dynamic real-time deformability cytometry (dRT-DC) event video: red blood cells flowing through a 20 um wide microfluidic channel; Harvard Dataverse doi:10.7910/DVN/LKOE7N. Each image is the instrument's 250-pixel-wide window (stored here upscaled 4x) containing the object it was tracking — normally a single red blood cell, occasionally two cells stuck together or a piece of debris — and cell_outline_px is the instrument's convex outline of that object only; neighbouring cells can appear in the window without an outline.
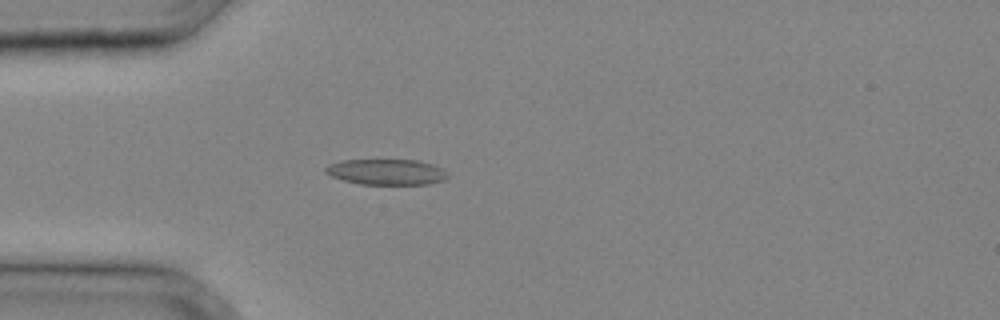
{"species": "common noctule bat (a hibernating species)", "species_latin": "Nyctalus noctula", "temperature_condition": "cold", "stored_images_in_passage": 27, "camera_frame_rate_fps": 3000, "um_per_image_px": 0.085, "animal": {"sex": "male", "body_mass_g": 20.4}, "frame": {"image": 1, "passage_image": 3, "time_ms": 0.667, "image_size_px": [1000, 320], "cell_outline_px": [[452, 176], [444, 180], [428, 184], [360, 184], [344, 180], [332, 176], [324, 172], [324, 168], [328, 164], [340, 160], [420, 160], [432, 164], [448, 172]], "centroid_in_image_um": [32.87, 14.61], "position_along_channel_um": 52.1, "area_um2": 18.44}}
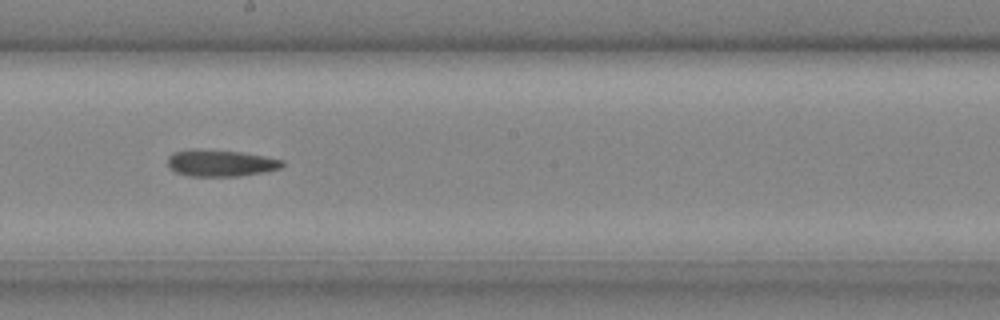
{"frame": {"image": 2, "passage_image": 13, "time_ms": 4.0, "image_size_px": [1000, 320], "cell_outline_px": [[284, 164], [280, 168], [264, 172], [236, 176], [188, 176], [176, 172], [168, 164], [168, 156], [172, 152], [192, 148], [240, 152], [264, 156], [284, 160]], "centroid_in_image_um": [18.73, 13.85], "position_along_channel_um": 229.5, "area_um2": 17.8}}
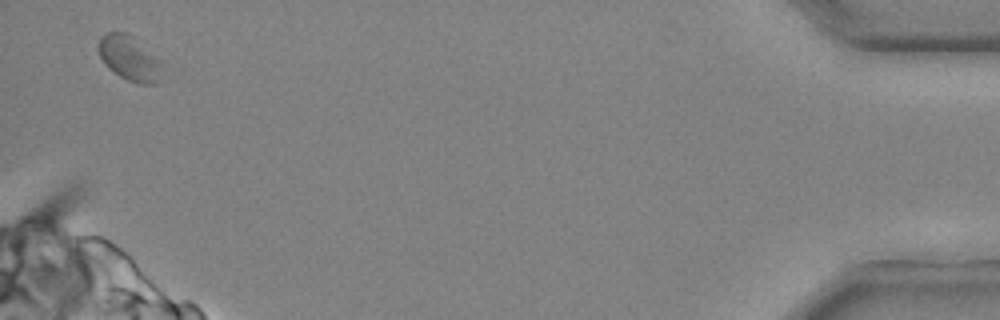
{"frame": {"image": 3, "passage_image": 27, "time_ms": 8.667, "image_size_px": [1000, 320], "cell_outline_px": [[160, 60], [152, 84], [140, 84], [128, 80], [112, 72], [104, 64], [96, 48], [100, 36], [108, 32], [128, 32]], "centroid_in_image_um": [10.85, 4.88], "position_along_channel_um": 424.3, "area_um2": 16.07}}